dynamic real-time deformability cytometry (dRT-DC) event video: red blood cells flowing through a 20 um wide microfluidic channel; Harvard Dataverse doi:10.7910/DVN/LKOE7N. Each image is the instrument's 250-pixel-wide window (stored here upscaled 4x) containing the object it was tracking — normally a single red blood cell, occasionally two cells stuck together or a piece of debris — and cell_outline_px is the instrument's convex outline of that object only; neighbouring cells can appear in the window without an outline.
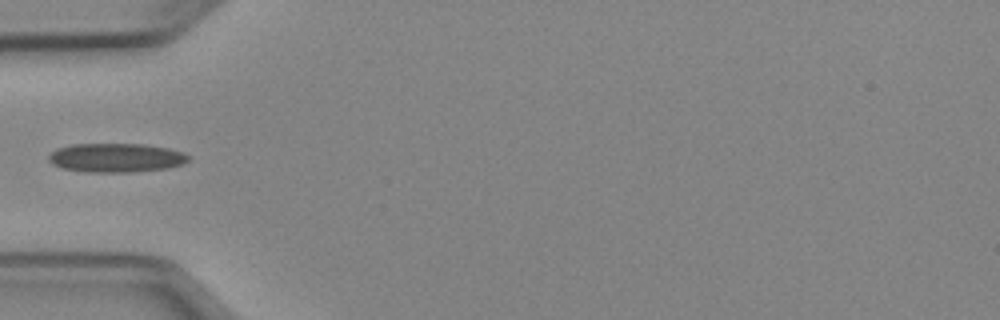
{"species": "Egyptian fruit bat (a non-hibernating species)", "species_latin": "Rousettus aegyptiacus", "temperature_condition": "cold", "stored_images_in_passage": 35, "camera_frame_rate_fps": 3000, "um_per_image_px": 0.085, "animal": {"sex": "female"}, "frame": {"image": 1, "passage_image": 1, "time_ms": 0.0, "image_size_px": [1000, 320], "cell_outline_px": [[188, 160], [184, 164], [168, 168], [132, 172], [84, 172], [60, 168], [52, 164], [48, 160], [48, 156], [56, 148], [72, 144], [144, 144], [168, 148], [184, 152], [188, 156]], "centroid_in_image_um": [9.84, 13.41], "position_along_channel_um": 75.2, "area_um2": 23.81}}
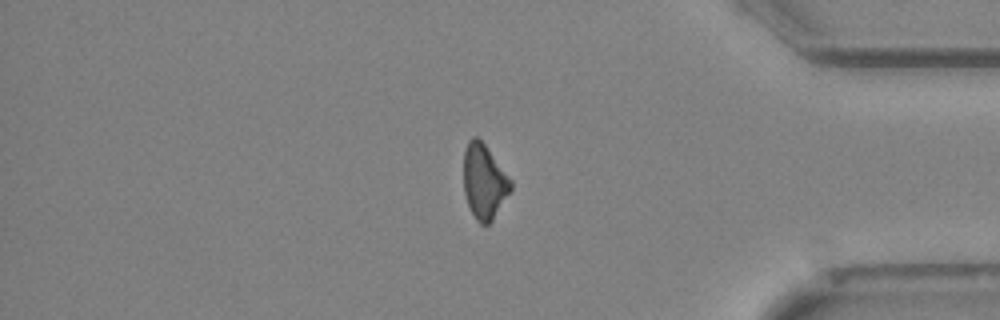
{"frame": {"image": 2, "passage_image": 27, "time_ms": 8.667, "image_size_px": [1000, 320], "cell_outline_px": [[512, 188], [492, 220], [488, 224], [480, 224], [476, 220], [468, 204], [464, 192], [464, 152], [468, 140], [472, 136], [476, 136], [484, 144], [512, 180]], "centroid_in_image_um": [41.14, 15.42], "position_along_channel_um": 394.1, "area_um2": 20.23}}
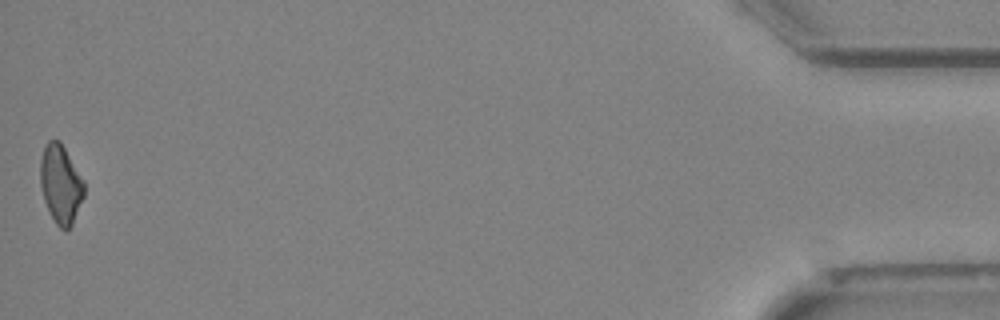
{"frame": {"image": 3, "passage_image": 35, "time_ms": 11.333, "image_size_px": [1000, 320], "cell_outline_px": [[84, 196], [72, 224], [64, 232], [56, 224], [44, 200], [40, 184], [40, 160], [44, 148], [48, 140], [60, 140], [84, 180]], "centroid_in_image_um": [5.16, 15.64], "position_along_channel_um": 430.0, "area_um2": 20.0}}